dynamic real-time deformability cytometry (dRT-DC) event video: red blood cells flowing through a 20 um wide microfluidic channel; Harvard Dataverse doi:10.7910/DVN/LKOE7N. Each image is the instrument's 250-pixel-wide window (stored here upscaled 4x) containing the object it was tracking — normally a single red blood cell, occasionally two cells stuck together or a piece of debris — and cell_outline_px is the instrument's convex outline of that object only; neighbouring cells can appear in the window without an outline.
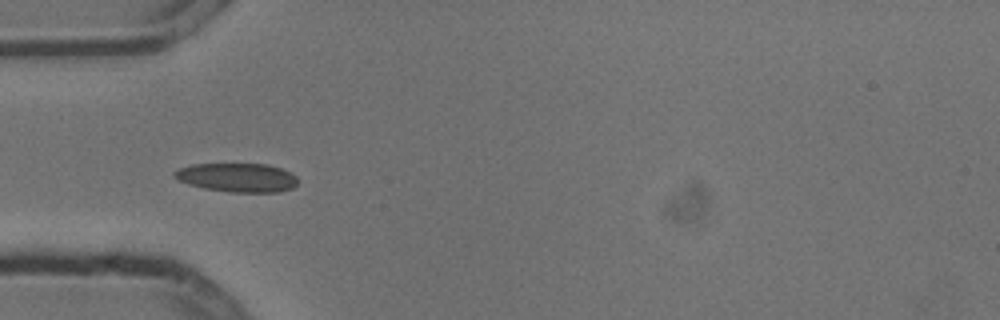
{"species": "common noctule bat (a hibernating species)", "species_latin": "Nyctalus noctula", "temperature_condition": "cold", "stored_images_in_passage": 10, "camera_frame_rate_fps": 3000, "um_per_image_px": 0.085, "animal": {"sex": "male", "body_mass_g": 13.3}, "frame": {"image": 1, "passage_image": 5, "time_ms": 1.333, "image_size_px": [1000, 320], "cell_outline_px": [[296, 184], [292, 188], [280, 192], [232, 192], [204, 188], [188, 184], [176, 180], [172, 176], [172, 172], [180, 168], [192, 164], [268, 164], [280, 168], [296, 176]], "centroid_in_image_um": [20.12, 15.09], "position_along_channel_um": 64.9, "area_um2": 20.75}}
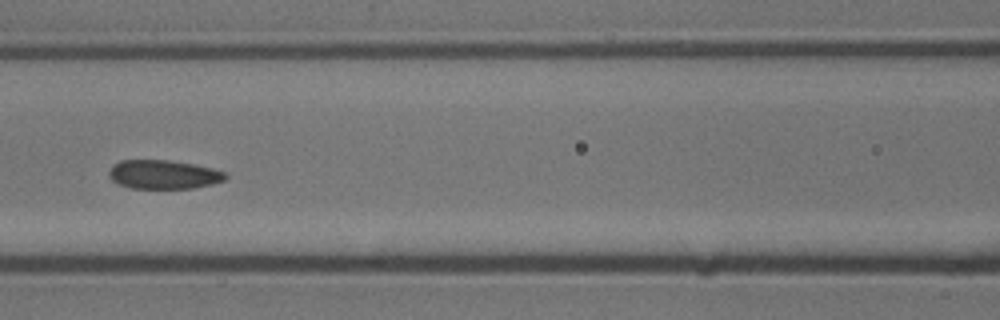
{"frame": {"image": 2, "passage_image": 7, "time_ms": 2.0, "image_size_px": [1000, 320], "cell_outline_px": [[228, 176], [224, 180], [212, 184], [196, 188], [132, 188], [120, 184], [112, 180], [108, 176], [108, 172], [112, 164], [120, 160], [168, 160], [192, 164], [212, 168], [224, 172]], "centroid_in_image_um": [13.88, 14.83], "position_along_channel_um": 152.7, "area_um2": 19.59}}
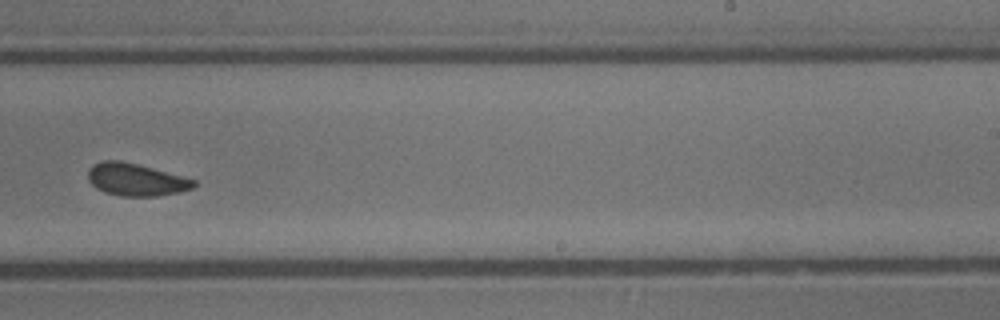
{"frame": {"image": 3, "passage_image": 10, "time_ms": 3.0, "image_size_px": [1000, 320], "cell_outline_px": [[196, 184], [192, 188], [180, 192], [156, 196], [120, 196], [104, 192], [96, 188], [88, 180], [88, 168], [92, 164], [104, 160], [120, 160], [152, 168], [196, 180]], "centroid_in_image_um": [11.51, 15.27], "position_along_channel_um": 277.5, "area_um2": 19.94}}